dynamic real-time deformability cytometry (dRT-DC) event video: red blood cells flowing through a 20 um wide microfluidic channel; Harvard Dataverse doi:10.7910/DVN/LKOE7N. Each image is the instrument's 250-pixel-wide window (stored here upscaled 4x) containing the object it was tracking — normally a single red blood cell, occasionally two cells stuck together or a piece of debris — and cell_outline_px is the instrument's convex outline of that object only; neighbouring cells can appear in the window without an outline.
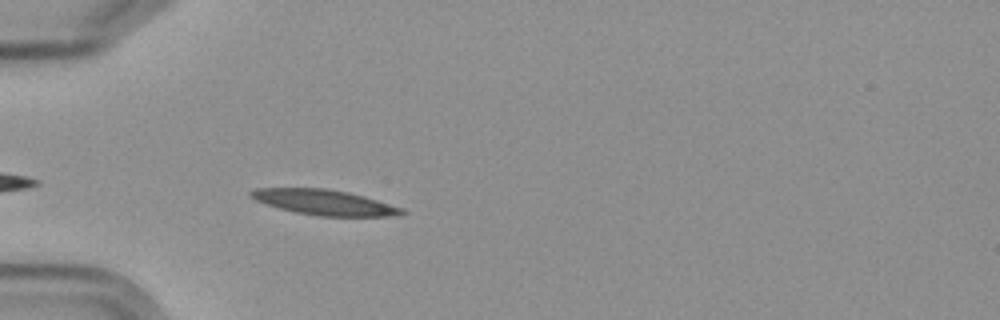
{"species": "Egyptian fruit bat (a non-hibernating species)", "species_latin": "Rousettus aegyptiacus", "temperature_condition": "cold", "stored_images_in_passage": 4, "camera_frame_rate_fps": 3000, "um_per_image_px": 0.085, "frame": {"image": 1, "passage_image": 4, "time_ms": 3.667, "image_size_px": [1000, 320], "cell_outline_px": [[404, 212], [400, 216], [316, 216], [296, 212], [280, 208], [256, 200], [248, 196], [248, 192], [256, 188], [324, 188], [348, 192], [364, 196], [404, 208]], "centroid_in_image_um": [27.58, 17.2], "position_along_channel_um": 57.4, "area_um2": 22.2}}